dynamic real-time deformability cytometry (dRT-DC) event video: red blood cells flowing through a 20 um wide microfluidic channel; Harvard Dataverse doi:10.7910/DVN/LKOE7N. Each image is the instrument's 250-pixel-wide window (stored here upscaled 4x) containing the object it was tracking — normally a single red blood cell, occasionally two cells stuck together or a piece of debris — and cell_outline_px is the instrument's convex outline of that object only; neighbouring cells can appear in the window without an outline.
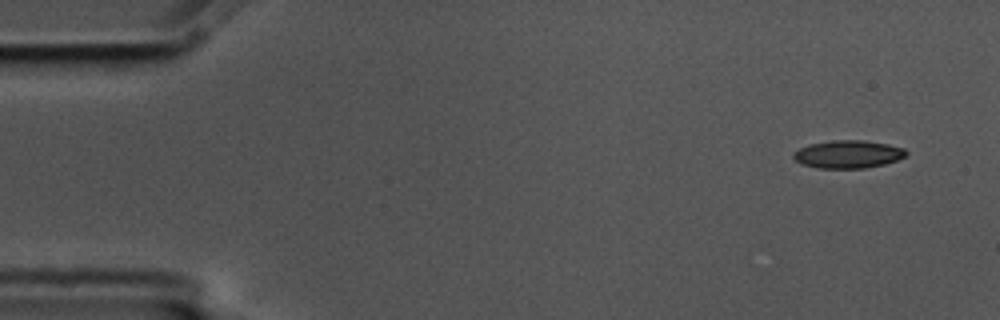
{"species": "common noctule bat (a hibernating species)", "species_latin": "Nyctalus noctula", "temperature_condition": "cold", "stored_images_in_passage": 9, "camera_frame_rate_fps": 3000, "um_per_image_px": 0.085, "animal": {"sex": "male", "body_mass_g": 17.5, "forearm_length_mm": 52.3}, "frame": {"image": 1, "passage_image": 1, "time_ms": 0.0, "image_size_px": [1000, 320], "cell_outline_px": [[908, 152], [904, 156], [896, 160], [884, 164], [864, 168], [816, 168], [800, 164], [792, 156], [792, 152], [808, 144], [832, 140], [864, 140], [888, 144], [904, 148]], "centroid_in_image_um": [72.04, 13.1], "position_along_channel_um": 13.0, "area_um2": 18.38}}
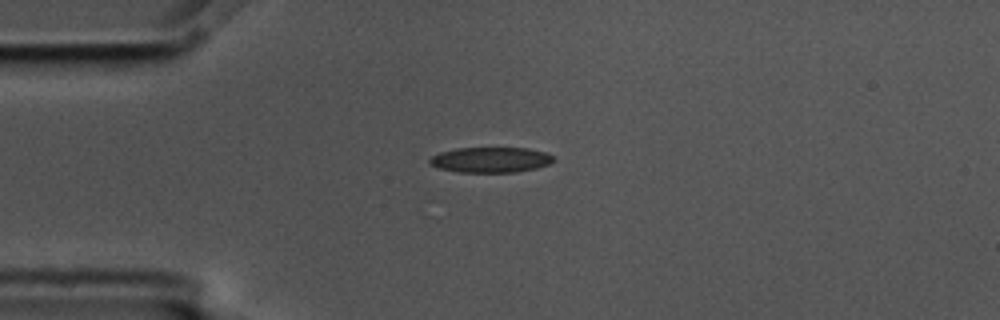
{"frame": {"image": 2, "passage_image": 4, "time_ms": 1.0, "image_size_px": [1000, 320], "cell_outline_px": [[556, 160], [552, 164], [536, 168], [516, 172], [456, 172], [440, 168], [428, 164], [428, 160], [432, 156], [440, 152], [456, 148], [528, 148], [548, 152]], "centroid_in_image_um": [41.74, 13.58], "position_along_channel_um": 43.3, "area_um2": 18.55}}